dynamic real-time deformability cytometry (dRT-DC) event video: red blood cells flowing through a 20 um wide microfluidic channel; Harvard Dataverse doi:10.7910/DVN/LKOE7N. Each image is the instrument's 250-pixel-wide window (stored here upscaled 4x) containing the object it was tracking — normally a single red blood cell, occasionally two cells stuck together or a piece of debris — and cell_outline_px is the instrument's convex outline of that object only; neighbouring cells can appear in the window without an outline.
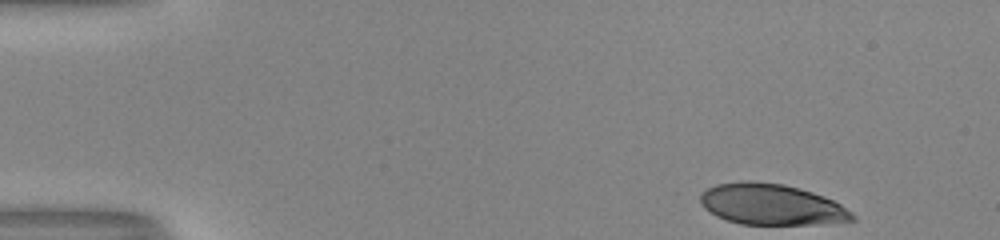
{"species": "human", "species_latin": "Homo sapiens", "temperature_condition": "room temperature", "stored_images_in_passage": 47, "camera_frame_rate_fps": 3000, "um_per_image_px": 0.085, "donor": {"sex": "male"}, "frame": {"image": 1, "passage_image": 1, "time_ms": 0.0, "image_size_px": [1000, 240], "cell_outline_px": [[856, 220], [812, 224], [740, 224], [716, 216], [704, 208], [700, 204], [700, 192], [716, 184], [748, 180], [784, 184], [800, 188], [824, 196], [840, 204], [852, 212], [856, 216]], "centroid_in_image_um": [65.55, 17.37], "position_along_channel_um": 19.5, "area_um2": 36.3}}
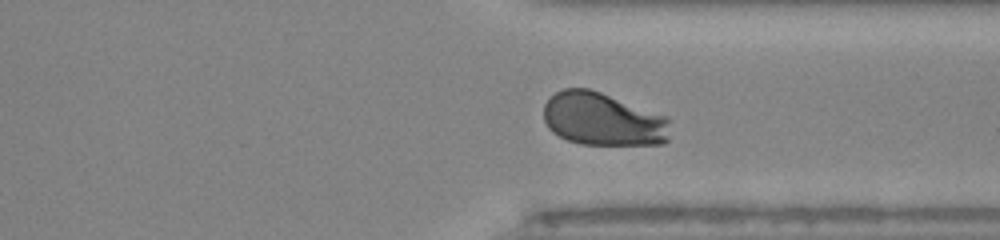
{"frame": {"image": 2, "passage_image": 35, "time_ms": 11.333, "image_size_px": [1000, 240], "cell_outline_px": [[668, 140], [664, 144], [580, 144], [568, 140], [552, 132], [548, 128], [544, 120], [544, 104], [556, 92], [564, 88], [588, 88], [600, 92], [668, 116]], "centroid_in_image_um": [51.23, 10.13], "position_along_channel_um": 360.2, "area_um2": 39.02}}
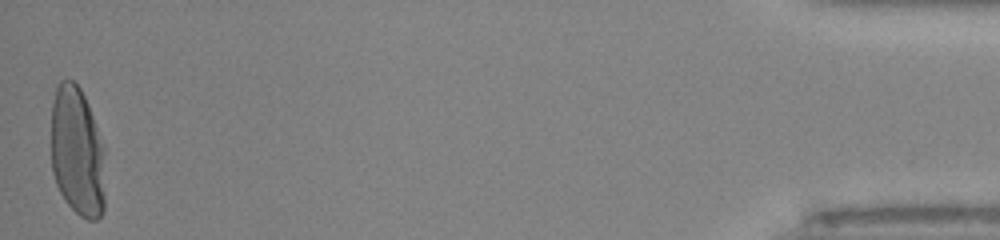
{"frame": {"image": 3, "passage_image": 47, "time_ms": 15.333, "image_size_px": [1000, 240], "cell_outline_px": [[104, 212], [96, 220], [88, 220], [80, 216], [64, 200], [56, 184], [52, 172], [52, 104], [56, 88], [60, 80], [72, 80], [80, 88], [88, 104], [104, 148]], "centroid_in_image_um": [6.57, 12.93], "position_along_channel_um": 428.6, "area_um2": 40.98}, "authors_computed_cell_mechanics": {"area_um2": 39.593, "velocity_mm_per_s": 4.0321, "shape_relaxation_time_tau1_ms": 3.4766, "shape_relaxation_time_tau2_ms": null, "deformation_change_tau1": 0.2142, "deformation_change_tau2": null}}